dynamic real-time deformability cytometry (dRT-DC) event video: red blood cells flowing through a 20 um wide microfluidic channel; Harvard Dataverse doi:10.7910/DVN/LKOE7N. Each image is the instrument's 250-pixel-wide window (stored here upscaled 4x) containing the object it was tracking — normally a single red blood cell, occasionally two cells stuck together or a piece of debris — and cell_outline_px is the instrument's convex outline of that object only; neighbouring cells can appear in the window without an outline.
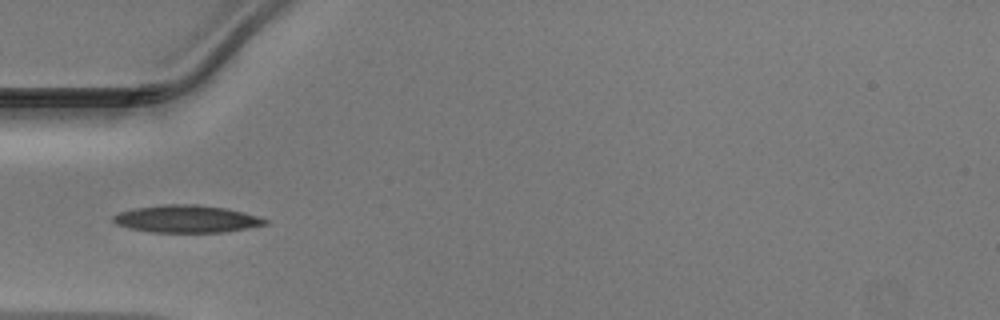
{"species": "Egyptian fruit bat (a non-hibernating species)", "species_latin": "Rousettus aegyptiacus", "temperature_condition": "warm", "stored_images_in_passage": 33, "camera_frame_rate_fps": 3000, "um_per_image_px": 0.085, "animal": {"sex": "male"}, "frame": {"image": 1, "passage_image": 1, "time_ms": 0.0, "image_size_px": [1000, 320], "cell_outline_px": [[268, 224], [248, 228], [224, 232], [152, 232], [128, 228], [116, 224], [112, 220], [112, 216], [120, 212], [132, 208], [164, 204], [196, 204], [228, 208], [244, 212], [268, 220]], "centroid_in_image_um": [15.84, 18.6], "position_along_channel_um": 69.2, "area_um2": 24.39}}
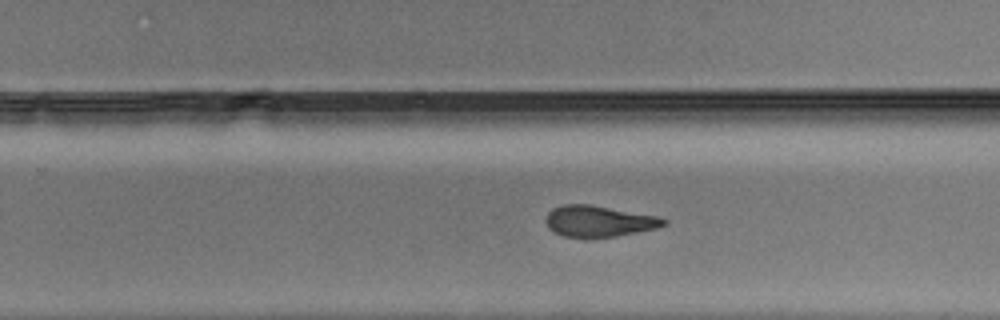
{"frame": {"image": 2, "passage_image": 16, "time_ms": 5.0, "image_size_px": [1000, 320], "cell_outline_px": [[668, 224], [656, 228], [616, 236], [584, 240], [564, 236], [548, 228], [544, 220], [548, 212], [552, 208], [564, 204], [592, 204], [656, 216], [668, 220]], "centroid_in_image_um": [50.86, 18.82], "position_along_channel_um": 278.9, "area_um2": 21.91}}
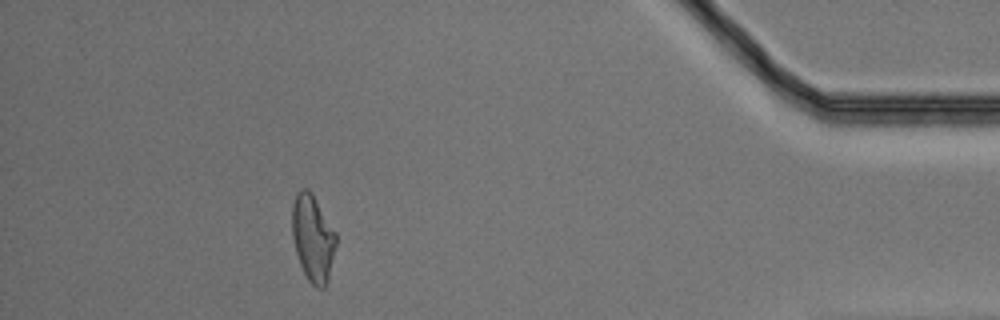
{"frame": {"image": 3, "passage_image": 29, "time_ms": 9.333, "image_size_px": [1000, 320], "cell_outline_px": [[336, 244], [328, 280], [324, 288], [316, 288], [308, 280], [300, 264], [296, 252], [292, 236], [292, 204], [296, 192], [300, 188], [308, 188], [312, 192], [336, 232]], "centroid_in_image_um": [26.58, 20.2], "position_along_channel_um": 408.6, "area_um2": 22.31}}